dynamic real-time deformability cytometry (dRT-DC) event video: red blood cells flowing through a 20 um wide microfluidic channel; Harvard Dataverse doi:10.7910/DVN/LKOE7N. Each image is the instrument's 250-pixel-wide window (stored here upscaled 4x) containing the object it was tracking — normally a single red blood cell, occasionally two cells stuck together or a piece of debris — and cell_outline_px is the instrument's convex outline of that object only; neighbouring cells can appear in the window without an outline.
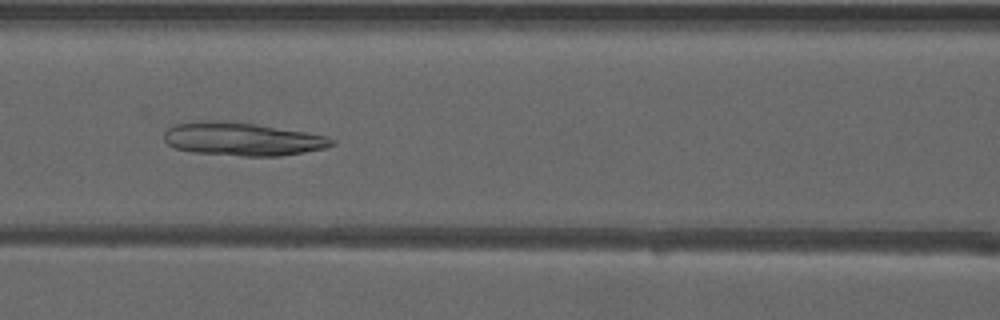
{"species": "common noctule bat (a hibernating species)", "species_latin": "Nyctalus noctula", "temperature_condition": "warm", "stored_images_in_passage": 38, "camera_frame_rate_fps": 3000, "um_per_image_px": 0.085, "animal": {"sex": "male", "forearm_length_mm": 52.5}, "frame": {"image": 1, "passage_image": 9, "time_ms": 2.667, "image_size_px": [1000, 320], "cell_outline_px": [[336, 144], [324, 148], [304, 152], [280, 156], [244, 156], [192, 152], [176, 148], [168, 144], [164, 140], [164, 132], [168, 128], [176, 124], [200, 120], [216, 120], [256, 124], [328, 136], [336, 140]], "centroid_in_image_um": [20.6, 11.82], "position_along_channel_um": 146.0, "area_um2": 32.43}}
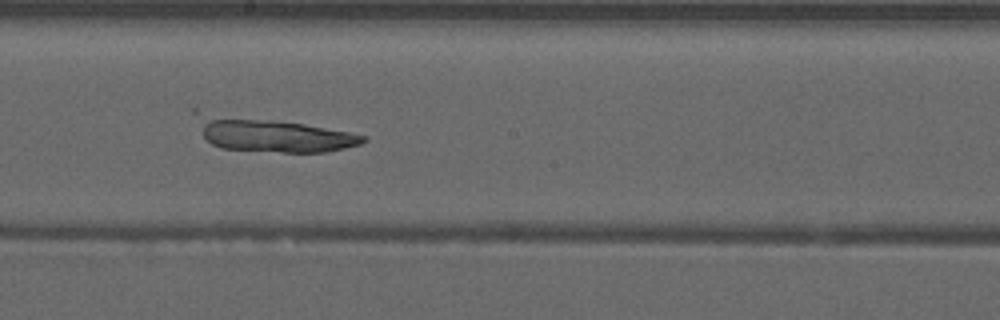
{"frame": {"image": 2, "passage_image": 15, "time_ms": 4.667, "image_size_px": [1000, 320], "cell_outline_px": [[368, 140], [360, 144], [344, 148], [324, 152], [284, 152], [220, 148], [212, 144], [204, 136], [204, 120], [256, 120], [304, 124], [348, 132], [368, 136]], "centroid_in_image_um": [23.59, 11.6], "position_along_channel_um": 224.6, "area_um2": 29.13}}
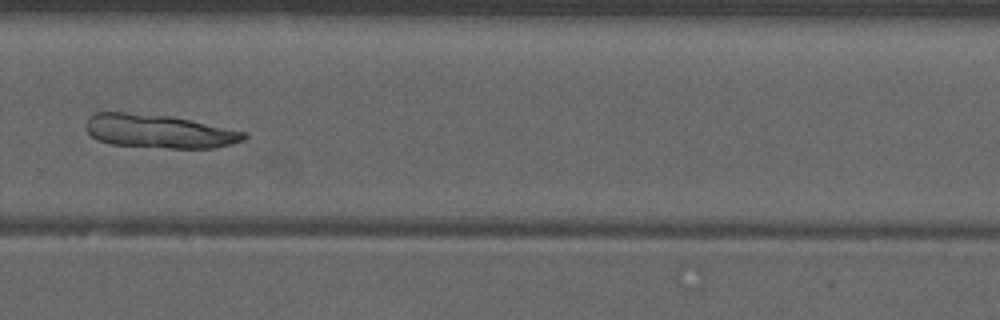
{"frame": {"image": 3, "passage_image": 22, "time_ms": 7.0, "image_size_px": [1000, 320], "cell_outline_px": [[248, 136], [244, 140], [232, 144], [216, 148], [168, 148], [112, 144], [96, 140], [88, 132], [84, 124], [88, 116], [96, 112], [124, 112], [172, 116], [248, 132]], "centroid_in_image_um": [13.52, 11.15], "position_along_channel_um": 316.3, "area_um2": 31.21}}